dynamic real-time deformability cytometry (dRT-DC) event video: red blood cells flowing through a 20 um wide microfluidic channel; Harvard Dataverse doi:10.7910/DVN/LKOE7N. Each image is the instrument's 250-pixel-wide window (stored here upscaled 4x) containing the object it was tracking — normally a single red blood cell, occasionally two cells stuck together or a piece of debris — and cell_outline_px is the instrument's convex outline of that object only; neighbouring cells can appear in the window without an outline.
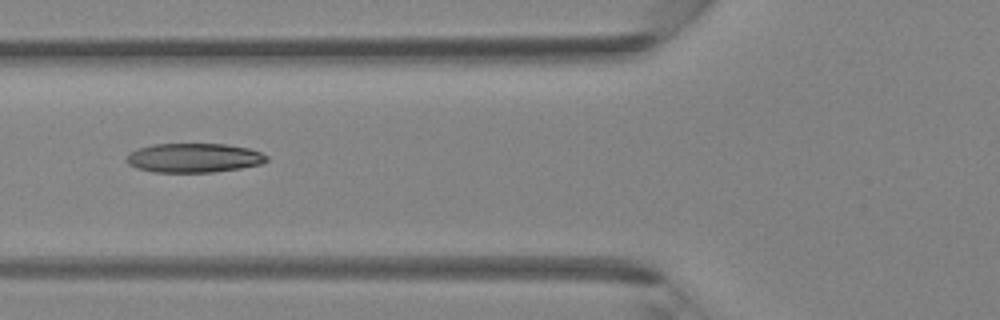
{"species": "Egyptian fruit bat (a non-hibernating species)", "species_latin": "Rousettus aegyptiacus", "temperature_condition": "room temperature", "stored_images_in_passage": 4, "camera_frame_rate_fps": 3000, "um_per_image_px": 0.085, "animal": {"sex": "female"}, "frame": {"image": 1, "passage_image": 4, "time_ms": 3.333, "image_size_px": [1000, 320], "cell_outline_px": [[268, 160], [260, 164], [240, 168], [212, 172], [152, 172], [136, 168], [128, 164], [124, 160], [132, 152], [140, 148], [152, 144], [224, 144], [248, 148], [260, 152], [268, 156]], "centroid_in_image_um": [16.47, 13.42], "position_along_channel_um": 109.3, "area_um2": 23.76}}